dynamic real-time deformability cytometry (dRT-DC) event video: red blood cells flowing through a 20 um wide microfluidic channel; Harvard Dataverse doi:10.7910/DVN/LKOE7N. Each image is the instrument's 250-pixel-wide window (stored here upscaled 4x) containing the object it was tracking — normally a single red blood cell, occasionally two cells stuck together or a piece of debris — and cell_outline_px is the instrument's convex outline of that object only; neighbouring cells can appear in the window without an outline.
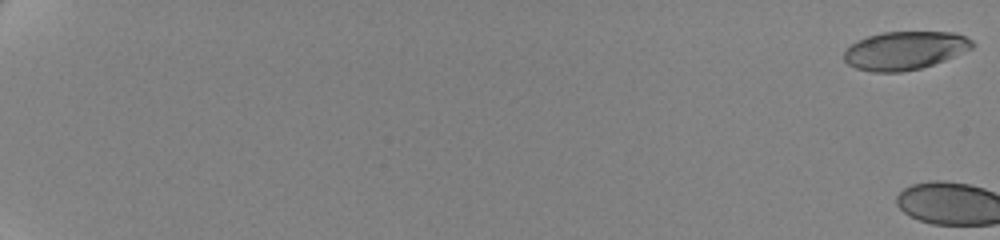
{"species": "human", "species_latin": "Homo sapiens", "temperature_condition": "cold", "stored_images_in_passage": 4, "camera_frame_rate_fps": 3000, "um_per_image_px": 0.085, "donor": {"sex": "female"}, "frame": {"image": 1, "passage_image": 1, "time_ms": 0.0, "image_size_px": [1000, 240], "cell_outline_px": [[976, 44], [972, 48], [944, 60], [920, 68], [900, 72], [872, 72], [856, 68], [848, 64], [844, 60], [844, 52], [856, 40], [880, 32], [956, 32], [972, 40]], "centroid_in_image_um": [76.9, 4.28], "position_along_channel_um": 8.1, "area_um2": 28.55}}